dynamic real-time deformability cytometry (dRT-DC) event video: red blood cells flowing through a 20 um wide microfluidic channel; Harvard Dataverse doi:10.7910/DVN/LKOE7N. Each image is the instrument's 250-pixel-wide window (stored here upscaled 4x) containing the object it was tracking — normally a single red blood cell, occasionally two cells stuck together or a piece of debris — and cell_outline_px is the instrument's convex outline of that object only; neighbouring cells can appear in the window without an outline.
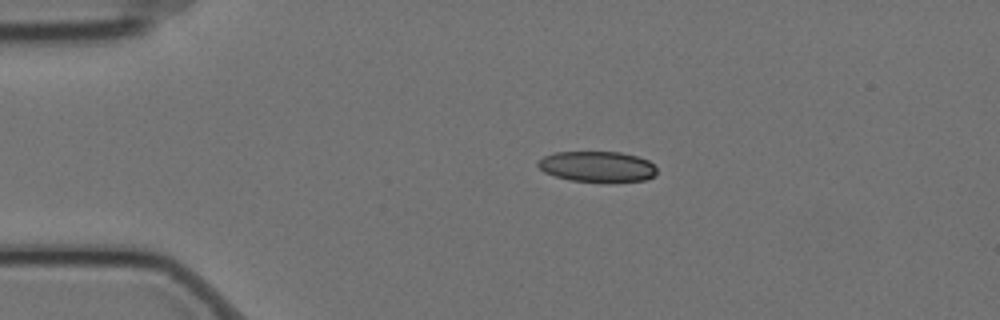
{"species": "Egyptian fruit bat (a non-hibernating species)", "species_latin": "Rousettus aegyptiacus", "temperature_condition": "cold", "stored_images_in_passage": 6, "camera_frame_rate_fps": 3000, "um_per_image_px": 0.085, "animal": {"sex": "female"}, "frame": {"image": 1, "passage_image": 1, "time_ms": 0.0, "image_size_px": [1000, 320], "cell_outline_px": [[656, 176], [644, 180], [568, 180], [544, 172], [536, 164], [536, 160], [544, 156], [556, 152], [620, 152], [636, 156], [648, 160], [656, 168]], "centroid_in_image_um": [50.73, 14.13], "position_along_channel_um": 34.3, "area_um2": 20.75}}
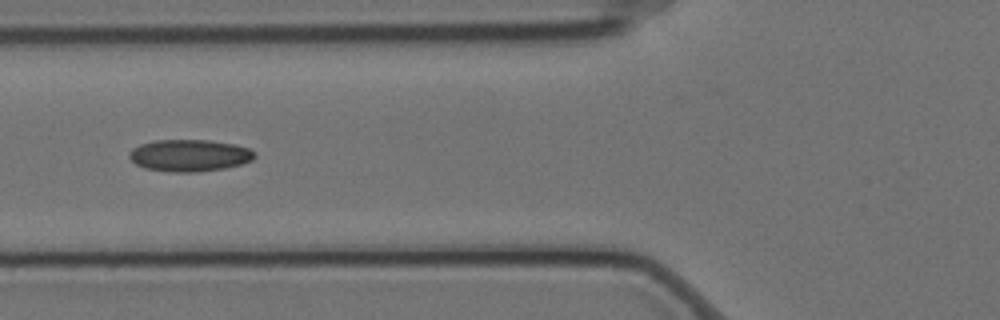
{"frame": {"image": 2, "passage_image": 4, "time_ms": 1.0, "image_size_px": [1000, 320], "cell_outline_px": [[256, 156], [252, 160], [240, 164], [224, 168], [196, 172], [172, 172], [144, 168], [136, 164], [128, 156], [128, 152], [132, 148], [140, 144], [156, 140], [208, 140], [236, 144], [248, 148], [256, 152]], "centroid_in_image_um": [16.1, 13.2], "position_along_channel_um": 109.7, "area_um2": 23.41}}
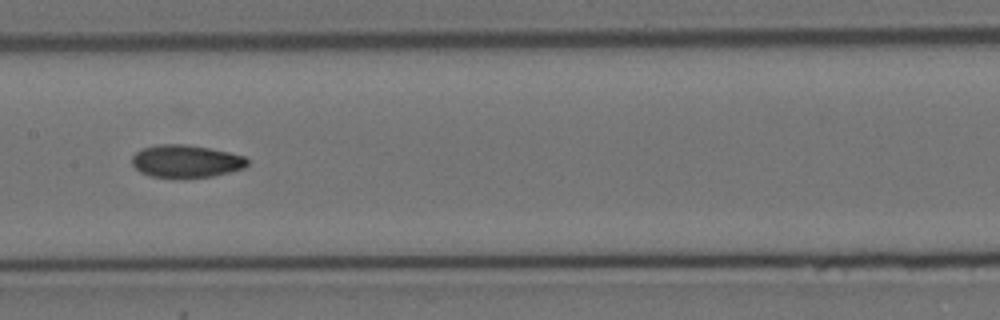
{"frame": {"image": 3, "passage_image": 6, "time_ms": 1.667, "image_size_px": [1000, 320], "cell_outline_px": [[248, 164], [244, 168], [212, 176], [152, 176], [140, 172], [132, 164], [132, 156], [136, 152], [144, 148], [156, 144], [184, 144], [208, 148], [228, 152], [244, 156], [248, 160]], "centroid_in_image_um": [15.8, 13.68], "position_along_channel_um": 191.6, "area_um2": 21.39}}